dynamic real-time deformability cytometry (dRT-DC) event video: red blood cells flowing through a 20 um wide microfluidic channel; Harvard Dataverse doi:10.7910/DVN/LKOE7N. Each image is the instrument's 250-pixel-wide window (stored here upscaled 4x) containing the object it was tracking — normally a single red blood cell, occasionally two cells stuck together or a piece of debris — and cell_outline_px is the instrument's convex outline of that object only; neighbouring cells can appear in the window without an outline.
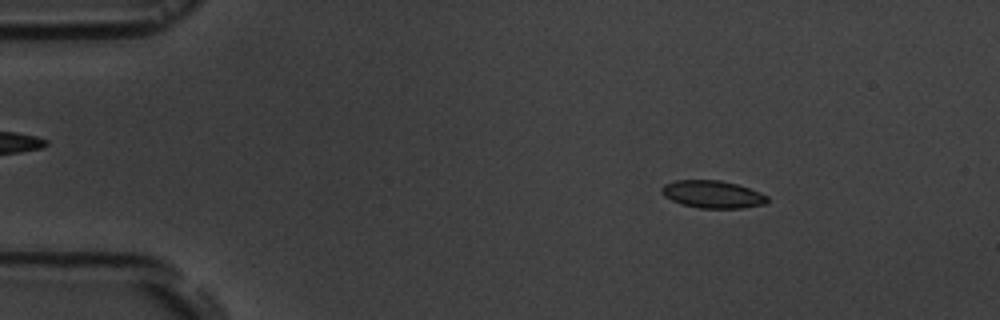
{"species": "common noctule bat (a hibernating species)", "species_latin": "Nyctalus noctula", "temperature_condition": "room temperature", "stored_images_in_passage": 5, "camera_frame_rate_fps": 3000, "um_per_image_px": 0.085, "animal": {"sex": "male", "body_mass_g": 19.5, "forearm_length_mm": 54.6}, "frame": {"image": 1, "passage_image": 2, "time_ms": 1.333, "image_size_px": [1000, 320], "cell_outline_px": [[768, 200], [764, 204], [740, 208], [700, 208], [680, 204], [664, 196], [660, 192], [660, 188], [664, 184], [676, 180], [720, 180], [736, 184], [760, 192], [768, 196]], "centroid_in_image_um": [60.53, 16.51], "position_along_channel_um": 24.5, "area_um2": 16.94}}
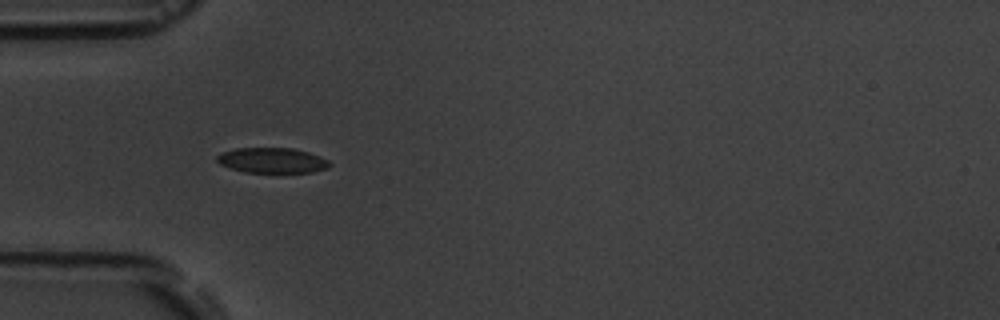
{"frame": {"image": 2, "passage_image": 4, "time_ms": 4.333, "image_size_px": [1000, 320], "cell_outline_px": [[332, 164], [328, 168], [312, 172], [244, 172], [228, 168], [220, 164], [216, 160], [216, 156], [224, 152], [236, 148], [292, 148], [308, 152], [320, 156], [328, 160]], "centroid_in_image_um": [23.13, 13.63], "position_along_channel_um": 61.9, "area_um2": 16.59}}
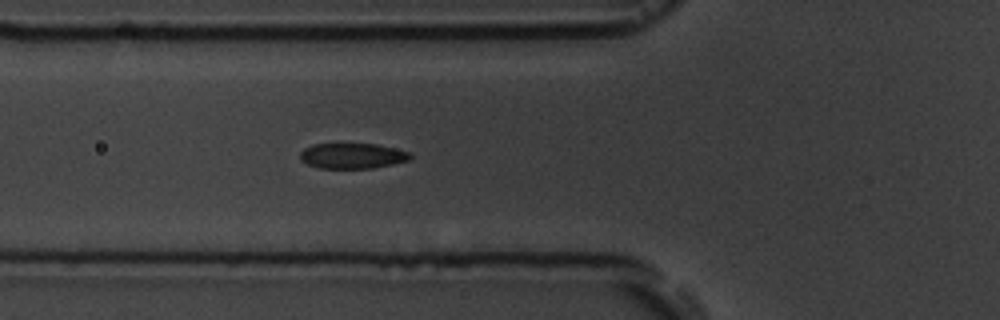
{"frame": {"image": 3, "passage_image": 5, "time_ms": 5.333, "image_size_px": [1000, 320], "cell_outline_px": [[412, 156], [408, 160], [392, 164], [372, 168], [320, 168], [308, 164], [300, 160], [300, 152], [304, 148], [312, 144], [376, 144], [412, 152]], "centroid_in_image_um": [29.95, 13.24], "position_along_channel_um": 95.9, "area_um2": 16.3}}